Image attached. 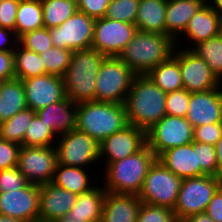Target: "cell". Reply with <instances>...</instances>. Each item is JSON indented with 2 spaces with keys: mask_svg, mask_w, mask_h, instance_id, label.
<instances>
[{
  "mask_svg": "<svg viewBox=\"0 0 222 222\" xmlns=\"http://www.w3.org/2000/svg\"><path fill=\"white\" fill-rule=\"evenodd\" d=\"M166 95L147 74H136L124 102L128 124L148 131L166 115Z\"/></svg>",
  "mask_w": 222,
  "mask_h": 222,
  "instance_id": "1",
  "label": "cell"
},
{
  "mask_svg": "<svg viewBox=\"0 0 222 222\" xmlns=\"http://www.w3.org/2000/svg\"><path fill=\"white\" fill-rule=\"evenodd\" d=\"M157 156L147 146L119 161L105 164L103 188L115 194L138 195L144 179Z\"/></svg>",
  "mask_w": 222,
  "mask_h": 222,
  "instance_id": "2",
  "label": "cell"
},
{
  "mask_svg": "<svg viewBox=\"0 0 222 222\" xmlns=\"http://www.w3.org/2000/svg\"><path fill=\"white\" fill-rule=\"evenodd\" d=\"M175 46L169 35L137 30L118 57L136 74H147L165 62L173 54Z\"/></svg>",
  "mask_w": 222,
  "mask_h": 222,
  "instance_id": "3",
  "label": "cell"
},
{
  "mask_svg": "<svg viewBox=\"0 0 222 222\" xmlns=\"http://www.w3.org/2000/svg\"><path fill=\"white\" fill-rule=\"evenodd\" d=\"M105 57L93 48L73 51L62 76L66 97L76 104L95 101L96 78Z\"/></svg>",
  "mask_w": 222,
  "mask_h": 222,
  "instance_id": "4",
  "label": "cell"
},
{
  "mask_svg": "<svg viewBox=\"0 0 222 222\" xmlns=\"http://www.w3.org/2000/svg\"><path fill=\"white\" fill-rule=\"evenodd\" d=\"M128 125L122 103L88 101L77 104L76 129L101 143Z\"/></svg>",
  "mask_w": 222,
  "mask_h": 222,
  "instance_id": "5",
  "label": "cell"
},
{
  "mask_svg": "<svg viewBox=\"0 0 222 222\" xmlns=\"http://www.w3.org/2000/svg\"><path fill=\"white\" fill-rule=\"evenodd\" d=\"M135 76L119 57H105L96 78L95 101L124 104Z\"/></svg>",
  "mask_w": 222,
  "mask_h": 222,
  "instance_id": "6",
  "label": "cell"
},
{
  "mask_svg": "<svg viewBox=\"0 0 222 222\" xmlns=\"http://www.w3.org/2000/svg\"><path fill=\"white\" fill-rule=\"evenodd\" d=\"M221 186L222 178L211 175L183 179L173 209L178 222L188 216L205 212L208 203Z\"/></svg>",
  "mask_w": 222,
  "mask_h": 222,
  "instance_id": "7",
  "label": "cell"
},
{
  "mask_svg": "<svg viewBox=\"0 0 222 222\" xmlns=\"http://www.w3.org/2000/svg\"><path fill=\"white\" fill-rule=\"evenodd\" d=\"M182 180L156 159L144 179L138 197L144 203L173 210Z\"/></svg>",
  "mask_w": 222,
  "mask_h": 222,
  "instance_id": "8",
  "label": "cell"
},
{
  "mask_svg": "<svg viewBox=\"0 0 222 222\" xmlns=\"http://www.w3.org/2000/svg\"><path fill=\"white\" fill-rule=\"evenodd\" d=\"M194 127L185 117L165 115L146 131L147 146L158 157L165 150L191 144Z\"/></svg>",
  "mask_w": 222,
  "mask_h": 222,
  "instance_id": "9",
  "label": "cell"
},
{
  "mask_svg": "<svg viewBox=\"0 0 222 222\" xmlns=\"http://www.w3.org/2000/svg\"><path fill=\"white\" fill-rule=\"evenodd\" d=\"M55 145L58 164L61 165L85 167L88 169L90 164H95L97 160H100V143L77 129L58 135Z\"/></svg>",
  "mask_w": 222,
  "mask_h": 222,
  "instance_id": "10",
  "label": "cell"
},
{
  "mask_svg": "<svg viewBox=\"0 0 222 222\" xmlns=\"http://www.w3.org/2000/svg\"><path fill=\"white\" fill-rule=\"evenodd\" d=\"M58 164L55 146H21L17 168L29 183L52 182Z\"/></svg>",
  "mask_w": 222,
  "mask_h": 222,
  "instance_id": "11",
  "label": "cell"
},
{
  "mask_svg": "<svg viewBox=\"0 0 222 222\" xmlns=\"http://www.w3.org/2000/svg\"><path fill=\"white\" fill-rule=\"evenodd\" d=\"M95 19L77 10L58 27L48 28L52 44L76 51L91 48Z\"/></svg>",
  "mask_w": 222,
  "mask_h": 222,
  "instance_id": "12",
  "label": "cell"
},
{
  "mask_svg": "<svg viewBox=\"0 0 222 222\" xmlns=\"http://www.w3.org/2000/svg\"><path fill=\"white\" fill-rule=\"evenodd\" d=\"M137 32L135 24L108 19H95L91 48L106 57H118Z\"/></svg>",
  "mask_w": 222,
  "mask_h": 222,
  "instance_id": "13",
  "label": "cell"
},
{
  "mask_svg": "<svg viewBox=\"0 0 222 222\" xmlns=\"http://www.w3.org/2000/svg\"><path fill=\"white\" fill-rule=\"evenodd\" d=\"M190 48L179 49V68L183 88L189 93H197L220 87L221 81L207 63Z\"/></svg>",
  "mask_w": 222,
  "mask_h": 222,
  "instance_id": "14",
  "label": "cell"
},
{
  "mask_svg": "<svg viewBox=\"0 0 222 222\" xmlns=\"http://www.w3.org/2000/svg\"><path fill=\"white\" fill-rule=\"evenodd\" d=\"M40 185L28 183L17 190L0 193V214L26 222H39Z\"/></svg>",
  "mask_w": 222,
  "mask_h": 222,
  "instance_id": "15",
  "label": "cell"
},
{
  "mask_svg": "<svg viewBox=\"0 0 222 222\" xmlns=\"http://www.w3.org/2000/svg\"><path fill=\"white\" fill-rule=\"evenodd\" d=\"M146 144V131L128 124L100 143L99 159L107 156L105 164H110L140 151Z\"/></svg>",
  "mask_w": 222,
  "mask_h": 222,
  "instance_id": "16",
  "label": "cell"
},
{
  "mask_svg": "<svg viewBox=\"0 0 222 222\" xmlns=\"http://www.w3.org/2000/svg\"><path fill=\"white\" fill-rule=\"evenodd\" d=\"M26 104L35 112L66 97L63 77L54 74L23 79Z\"/></svg>",
  "mask_w": 222,
  "mask_h": 222,
  "instance_id": "17",
  "label": "cell"
},
{
  "mask_svg": "<svg viewBox=\"0 0 222 222\" xmlns=\"http://www.w3.org/2000/svg\"><path fill=\"white\" fill-rule=\"evenodd\" d=\"M222 85L206 92L190 93L186 120L198 127L222 122Z\"/></svg>",
  "mask_w": 222,
  "mask_h": 222,
  "instance_id": "18",
  "label": "cell"
},
{
  "mask_svg": "<svg viewBox=\"0 0 222 222\" xmlns=\"http://www.w3.org/2000/svg\"><path fill=\"white\" fill-rule=\"evenodd\" d=\"M77 196L51 182L40 185L39 222H55L63 217L73 208Z\"/></svg>",
  "mask_w": 222,
  "mask_h": 222,
  "instance_id": "19",
  "label": "cell"
},
{
  "mask_svg": "<svg viewBox=\"0 0 222 222\" xmlns=\"http://www.w3.org/2000/svg\"><path fill=\"white\" fill-rule=\"evenodd\" d=\"M222 24V12L205 3L188 22L182 38L187 37L193 43V47L209 38L220 34Z\"/></svg>",
  "mask_w": 222,
  "mask_h": 222,
  "instance_id": "20",
  "label": "cell"
},
{
  "mask_svg": "<svg viewBox=\"0 0 222 222\" xmlns=\"http://www.w3.org/2000/svg\"><path fill=\"white\" fill-rule=\"evenodd\" d=\"M141 204L138 195L106 192L100 222H136Z\"/></svg>",
  "mask_w": 222,
  "mask_h": 222,
  "instance_id": "21",
  "label": "cell"
},
{
  "mask_svg": "<svg viewBox=\"0 0 222 222\" xmlns=\"http://www.w3.org/2000/svg\"><path fill=\"white\" fill-rule=\"evenodd\" d=\"M36 115L57 135L76 129L77 104L68 97L36 111Z\"/></svg>",
  "mask_w": 222,
  "mask_h": 222,
  "instance_id": "22",
  "label": "cell"
},
{
  "mask_svg": "<svg viewBox=\"0 0 222 222\" xmlns=\"http://www.w3.org/2000/svg\"><path fill=\"white\" fill-rule=\"evenodd\" d=\"M157 159L181 179L199 177L197 150H194L193 142L165 150Z\"/></svg>",
  "mask_w": 222,
  "mask_h": 222,
  "instance_id": "23",
  "label": "cell"
},
{
  "mask_svg": "<svg viewBox=\"0 0 222 222\" xmlns=\"http://www.w3.org/2000/svg\"><path fill=\"white\" fill-rule=\"evenodd\" d=\"M204 0H167L166 10V35H169L176 43L181 39L190 19L205 4ZM179 35V36H178Z\"/></svg>",
  "mask_w": 222,
  "mask_h": 222,
  "instance_id": "24",
  "label": "cell"
},
{
  "mask_svg": "<svg viewBox=\"0 0 222 222\" xmlns=\"http://www.w3.org/2000/svg\"><path fill=\"white\" fill-rule=\"evenodd\" d=\"M166 10L167 0H139L137 30L166 35Z\"/></svg>",
  "mask_w": 222,
  "mask_h": 222,
  "instance_id": "25",
  "label": "cell"
},
{
  "mask_svg": "<svg viewBox=\"0 0 222 222\" xmlns=\"http://www.w3.org/2000/svg\"><path fill=\"white\" fill-rule=\"evenodd\" d=\"M97 186L86 193L78 195L75 205L64 217L67 219L87 220L88 222H100L106 190L103 186Z\"/></svg>",
  "mask_w": 222,
  "mask_h": 222,
  "instance_id": "26",
  "label": "cell"
},
{
  "mask_svg": "<svg viewBox=\"0 0 222 222\" xmlns=\"http://www.w3.org/2000/svg\"><path fill=\"white\" fill-rule=\"evenodd\" d=\"M177 45L173 54L165 62L160 63L147 73L150 79L165 93L183 88Z\"/></svg>",
  "mask_w": 222,
  "mask_h": 222,
  "instance_id": "27",
  "label": "cell"
},
{
  "mask_svg": "<svg viewBox=\"0 0 222 222\" xmlns=\"http://www.w3.org/2000/svg\"><path fill=\"white\" fill-rule=\"evenodd\" d=\"M27 108L25 89L21 79L4 80L0 89V123L11 119Z\"/></svg>",
  "mask_w": 222,
  "mask_h": 222,
  "instance_id": "28",
  "label": "cell"
},
{
  "mask_svg": "<svg viewBox=\"0 0 222 222\" xmlns=\"http://www.w3.org/2000/svg\"><path fill=\"white\" fill-rule=\"evenodd\" d=\"M86 171L82 167L57 164L51 183L77 195L86 193L95 187Z\"/></svg>",
  "mask_w": 222,
  "mask_h": 222,
  "instance_id": "29",
  "label": "cell"
},
{
  "mask_svg": "<svg viewBox=\"0 0 222 222\" xmlns=\"http://www.w3.org/2000/svg\"><path fill=\"white\" fill-rule=\"evenodd\" d=\"M44 27L41 0H20L17 15L15 34L19 38L24 33Z\"/></svg>",
  "mask_w": 222,
  "mask_h": 222,
  "instance_id": "30",
  "label": "cell"
},
{
  "mask_svg": "<svg viewBox=\"0 0 222 222\" xmlns=\"http://www.w3.org/2000/svg\"><path fill=\"white\" fill-rule=\"evenodd\" d=\"M13 55L15 78L23 80L48 74L38 53L22 47L18 43Z\"/></svg>",
  "mask_w": 222,
  "mask_h": 222,
  "instance_id": "31",
  "label": "cell"
},
{
  "mask_svg": "<svg viewBox=\"0 0 222 222\" xmlns=\"http://www.w3.org/2000/svg\"><path fill=\"white\" fill-rule=\"evenodd\" d=\"M44 27H58L78 9L76 0H41Z\"/></svg>",
  "mask_w": 222,
  "mask_h": 222,
  "instance_id": "32",
  "label": "cell"
},
{
  "mask_svg": "<svg viewBox=\"0 0 222 222\" xmlns=\"http://www.w3.org/2000/svg\"><path fill=\"white\" fill-rule=\"evenodd\" d=\"M36 112L31 108H25L11 119L0 123V138L23 146V139L26 128L31 123Z\"/></svg>",
  "mask_w": 222,
  "mask_h": 222,
  "instance_id": "33",
  "label": "cell"
},
{
  "mask_svg": "<svg viewBox=\"0 0 222 222\" xmlns=\"http://www.w3.org/2000/svg\"><path fill=\"white\" fill-rule=\"evenodd\" d=\"M191 50L207 63L222 82V38L220 35L196 44Z\"/></svg>",
  "mask_w": 222,
  "mask_h": 222,
  "instance_id": "34",
  "label": "cell"
},
{
  "mask_svg": "<svg viewBox=\"0 0 222 222\" xmlns=\"http://www.w3.org/2000/svg\"><path fill=\"white\" fill-rule=\"evenodd\" d=\"M56 136L53 130L35 115L26 128L23 146H55L54 140L58 138Z\"/></svg>",
  "mask_w": 222,
  "mask_h": 222,
  "instance_id": "35",
  "label": "cell"
},
{
  "mask_svg": "<svg viewBox=\"0 0 222 222\" xmlns=\"http://www.w3.org/2000/svg\"><path fill=\"white\" fill-rule=\"evenodd\" d=\"M72 53V50L53 46L39 55L48 74L63 76L69 67Z\"/></svg>",
  "mask_w": 222,
  "mask_h": 222,
  "instance_id": "36",
  "label": "cell"
},
{
  "mask_svg": "<svg viewBox=\"0 0 222 222\" xmlns=\"http://www.w3.org/2000/svg\"><path fill=\"white\" fill-rule=\"evenodd\" d=\"M139 0H110L105 17L135 24Z\"/></svg>",
  "mask_w": 222,
  "mask_h": 222,
  "instance_id": "37",
  "label": "cell"
},
{
  "mask_svg": "<svg viewBox=\"0 0 222 222\" xmlns=\"http://www.w3.org/2000/svg\"><path fill=\"white\" fill-rule=\"evenodd\" d=\"M194 150H197L199 176L211 175L218 177V166L215 146L193 141Z\"/></svg>",
  "mask_w": 222,
  "mask_h": 222,
  "instance_id": "38",
  "label": "cell"
},
{
  "mask_svg": "<svg viewBox=\"0 0 222 222\" xmlns=\"http://www.w3.org/2000/svg\"><path fill=\"white\" fill-rule=\"evenodd\" d=\"M18 43L22 47L34 51L38 54H41L46 50H49V48L53 47L52 40L49 35V30L46 27L24 33L19 37Z\"/></svg>",
  "mask_w": 222,
  "mask_h": 222,
  "instance_id": "39",
  "label": "cell"
},
{
  "mask_svg": "<svg viewBox=\"0 0 222 222\" xmlns=\"http://www.w3.org/2000/svg\"><path fill=\"white\" fill-rule=\"evenodd\" d=\"M136 222H178L172 209L142 202Z\"/></svg>",
  "mask_w": 222,
  "mask_h": 222,
  "instance_id": "40",
  "label": "cell"
},
{
  "mask_svg": "<svg viewBox=\"0 0 222 222\" xmlns=\"http://www.w3.org/2000/svg\"><path fill=\"white\" fill-rule=\"evenodd\" d=\"M190 93L184 88L166 95V115L186 117Z\"/></svg>",
  "mask_w": 222,
  "mask_h": 222,
  "instance_id": "41",
  "label": "cell"
},
{
  "mask_svg": "<svg viewBox=\"0 0 222 222\" xmlns=\"http://www.w3.org/2000/svg\"><path fill=\"white\" fill-rule=\"evenodd\" d=\"M28 183L17 167L0 170V193L21 189Z\"/></svg>",
  "mask_w": 222,
  "mask_h": 222,
  "instance_id": "42",
  "label": "cell"
},
{
  "mask_svg": "<svg viewBox=\"0 0 222 222\" xmlns=\"http://www.w3.org/2000/svg\"><path fill=\"white\" fill-rule=\"evenodd\" d=\"M21 145L0 138V170L17 167Z\"/></svg>",
  "mask_w": 222,
  "mask_h": 222,
  "instance_id": "43",
  "label": "cell"
},
{
  "mask_svg": "<svg viewBox=\"0 0 222 222\" xmlns=\"http://www.w3.org/2000/svg\"><path fill=\"white\" fill-rule=\"evenodd\" d=\"M193 134L194 141L215 146L222 136V122L194 127Z\"/></svg>",
  "mask_w": 222,
  "mask_h": 222,
  "instance_id": "44",
  "label": "cell"
},
{
  "mask_svg": "<svg viewBox=\"0 0 222 222\" xmlns=\"http://www.w3.org/2000/svg\"><path fill=\"white\" fill-rule=\"evenodd\" d=\"M76 3L80 12L97 19L105 17L110 0H76Z\"/></svg>",
  "mask_w": 222,
  "mask_h": 222,
  "instance_id": "45",
  "label": "cell"
},
{
  "mask_svg": "<svg viewBox=\"0 0 222 222\" xmlns=\"http://www.w3.org/2000/svg\"><path fill=\"white\" fill-rule=\"evenodd\" d=\"M19 2L20 0H1L0 27L15 30Z\"/></svg>",
  "mask_w": 222,
  "mask_h": 222,
  "instance_id": "46",
  "label": "cell"
},
{
  "mask_svg": "<svg viewBox=\"0 0 222 222\" xmlns=\"http://www.w3.org/2000/svg\"><path fill=\"white\" fill-rule=\"evenodd\" d=\"M15 78L13 51H0V80Z\"/></svg>",
  "mask_w": 222,
  "mask_h": 222,
  "instance_id": "47",
  "label": "cell"
},
{
  "mask_svg": "<svg viewBox=\"0 0 222 222\" xmlns=\"http://www.w3.org/2000/svg\"><path fill=\"white\" fill-rule=\"evenodd\" d=\"M205 212L215 222H222V186L215 192Z\"/></svg>",
  "mask_w": 222,
  "mask_h": 222,
  "instance_id": "48",
  "label": "cell"
},
{
  "mask_svg": "<svg viewBox=\"0 0 222 222\" xmlns=\"http://www.w3.org/2000/svg\"><path fill=\"white\" fill-rule=\"evenodd\" d=\"M18 39L19 38L16 36L15 31L0 27V51H14L15 48L13 49V47L17 46Z\"/></svg>",
  "mask_w": 222,
  "mask_h": 222,
  "instance_id": "49",
  "label": "cell"
},
{
  "mask_svg": "<svg viewBox=\"0 0 222 222\" xmlns=\"http://www.w3.org/2000/svg\"><path fill=\"white\" fill-rule=\"evenodd\" d=\"M181 222H215L206 212L188 216Z\"/></svg>",
  "mask_w": 222,
  "mask_h": 222,
  "instance_id": "50",
  "label": "cell"
},
{
  "mask_svg": "<svg viewBox=\"0 0 222 222\" xmlns=\"http://www.w3.org/2000/svg\"><path fill=\"white\" fill-rule=\"evenodd\" d=\"M217 166H218V177L222 178V136L215 145Z\"/></svg>",
  "mask_w": 222,
  "mask_h": 222,
  "instance_id": "51",
  "label": "cell"
},
{
  "mask_svg": "<svg viewBox=\"0 0 222 222\" xmlns=\"http://www.w3.org/2000/svg\"><path fill=\"white\" fill-rule=\"evenodd\" d=\"M207 4L217 11L222 12V0H208Z\"/></svg>",
  "mask_w": 222,
  "mask_h": 222,
  "instance_id": "52",
  "label": "cell"
},
{
  "mask_svg": "<svg viewBox=\"0 0 222 222\" xmlns=\"http://www.w3.org/2000/svg\"><path fill=\"white\" fill-rule=\"evenodd\" d=\"M0 222H26V221L0 214Z\"/></svg>",
  "mask_w": 222,
  "mask_h": 222,
  "instance_id": "53",
  "label": "cell"
},
{
  "mask_svg": "<svg viewBox=\"0 0 222 222\" xmlns=\"http://www.w3.org/2000/svg\"><path fill=\"white\" fill-rule=\"evenodd\" d=\"M55 222H88L87 220L67 219L64 216L58 218Z\"/></svg>",
  "mask_w": 222,
  "mask_h": 222,
  "instance_id": "54",
  "label": "cell"
},
{
  "mask_svg": "<svg viewBox=\"0 0 222 222\" xmlns=\"http://www.w3.org/2000/svg\"><path fill=\"white\" fill-rule=\"evenodd\" d=\"M220 37L222 38V24H221V29H220Z\"/></svg>",
  "mask_w": 222,
  "mask_h": 222,
  "instance_id": "55",
  "label": "cell"
}]
</instances>
